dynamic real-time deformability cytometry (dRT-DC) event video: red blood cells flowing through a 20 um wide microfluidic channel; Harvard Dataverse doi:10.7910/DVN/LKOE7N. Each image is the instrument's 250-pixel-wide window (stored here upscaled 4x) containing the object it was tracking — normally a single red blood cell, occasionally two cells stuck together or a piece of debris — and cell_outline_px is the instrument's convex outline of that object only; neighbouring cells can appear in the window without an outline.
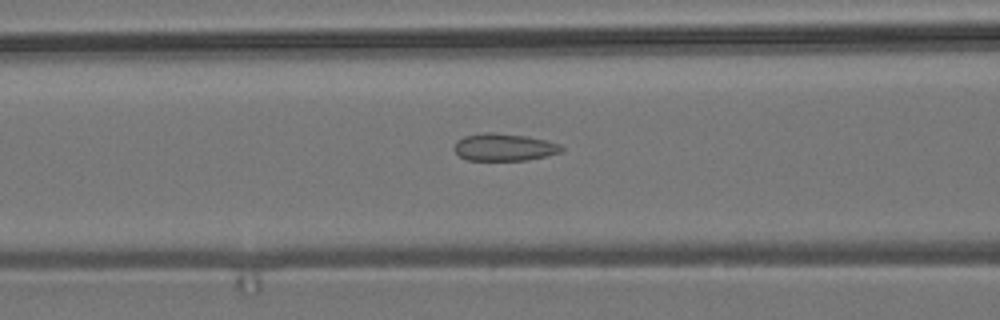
{"species": "common noctule bat (a hibernating species)", "species_latin": "Nyctalus noctula", "temperature_condition": "room temperature", "stored_images_in_passage": 55, "camera_frame_rate_fps": 3000, "um_per_image_px": 0.085, "animal": {"sex": "male", "body_mass_g": 19.2, "forearm_length_mm": 51.8}, "frame": {"image": 1, "passage_image": 22, "time_ms": 7.0, "image_size_px": [1000, 320], "cell_outline_px": [[564, 148], [560, 152], [544, 156], [524, 160], [468, 160], [460, 156], [452, 148], [456, 140], [464, 136], [484, 132], [492, 132], [528, 136], [548, 140], [560, 144]], "centroid_in_image_um": [42.82, 12.49], "position_along_channel_um": 123.8, "area_um2": 17.17}}
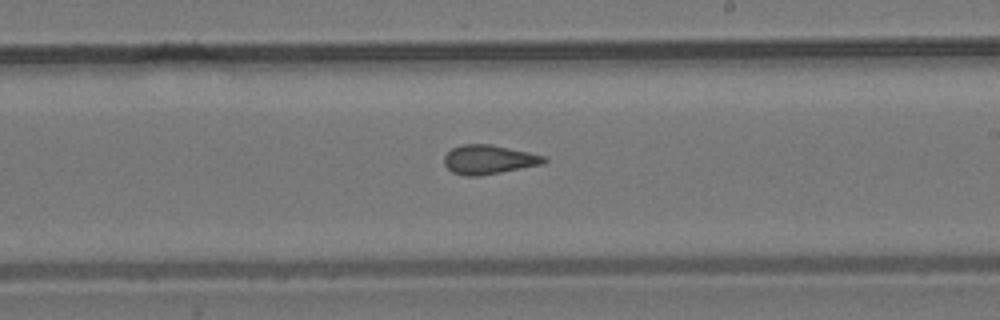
{"frame": {"image": 2, "passage_image": 32, "time_ms": 10.333, "image_size_px": [1000, 320], "cell_outline_px": [[548, 160], [544, 164], [480, 176], [464, 176], [452, 172], [444, 164], [444, 156], [452, 148], [464, 144], [492, 144], [548, 156]], "centroid_in_image_um": [41.58, 13.56], "position_along_channel_um": 247.4, "area_um2": 17.17}}
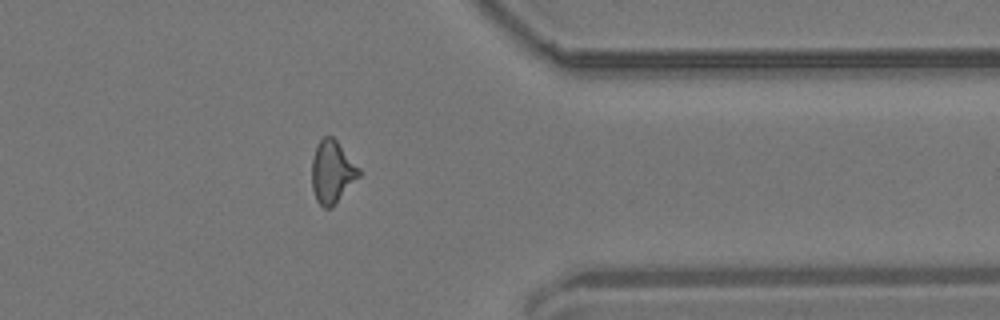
{"frame": {"image": 3, "passage_image": 44, "time_ms": 14.333, "image_size_px": [1000, 320], "cell_outline_px": [[360, 176], [332, 208], [324, 208], [316, 200], [312, 188], [312, 156], [316, 144], [324, 136], [332, 136], [336, 140], [360, 168]], "centroid_in_image_um": [28.22, 14.61], "position_along_channel_um": 383.2, "area_um2": 17.28}, "authors_computed_cell_mechanics": {"area_um2": 17.1666, "velocity_mm_per_s": 3.7085, "shape_relaxation_time_tau1_ms": null, "shape_relaxation_time_tau2_ms": 1.8182, "deformation_change_tau1": null, "deformation_change_tau2": 0.0954}}